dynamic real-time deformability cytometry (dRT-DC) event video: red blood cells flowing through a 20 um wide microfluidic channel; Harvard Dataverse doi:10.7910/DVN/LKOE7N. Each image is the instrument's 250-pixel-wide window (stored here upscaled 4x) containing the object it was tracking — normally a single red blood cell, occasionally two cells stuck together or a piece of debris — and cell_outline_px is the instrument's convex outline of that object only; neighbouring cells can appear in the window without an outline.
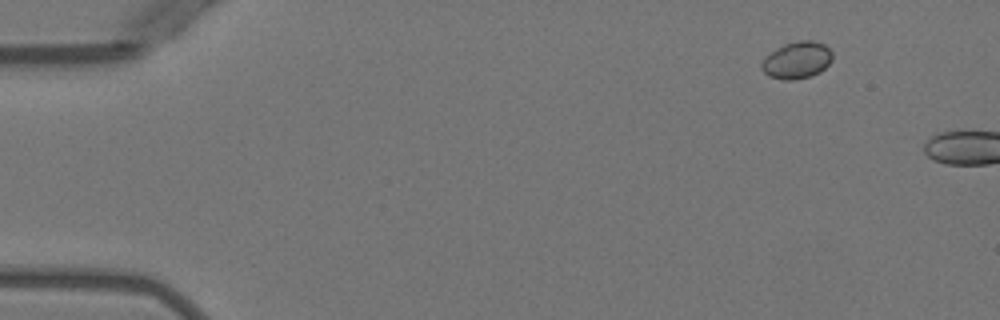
{"species": "Egyptian fruit bat (a non-hibernating species)", "species_latin": "Rousettus aegyptiacus", "temperature_condition": "warm", "stored_images_in_passage": 2, "camera_frame_rate_fps": 3000, "um_per_image_px": 0.085, "animal": {"sex": "female"}, "frame": {"image": 1, "passage_image": 1, "time_ms": 0.0, "image_size_px": [1000, 320], "cell_outline_px": [[832, 60], [820, 72], [812, 76], [792, 80], [784, 80], [768, 76], [760, 68], [760, 64], [764, 56], [776, 48], [784, 44], [800, 40], [812, 40], [824, 44], [832, 52]], "centroid_in_image_um": [67.71, 5.11], "position_along_channel_um": 17.3, "area_um2": 15.43}}